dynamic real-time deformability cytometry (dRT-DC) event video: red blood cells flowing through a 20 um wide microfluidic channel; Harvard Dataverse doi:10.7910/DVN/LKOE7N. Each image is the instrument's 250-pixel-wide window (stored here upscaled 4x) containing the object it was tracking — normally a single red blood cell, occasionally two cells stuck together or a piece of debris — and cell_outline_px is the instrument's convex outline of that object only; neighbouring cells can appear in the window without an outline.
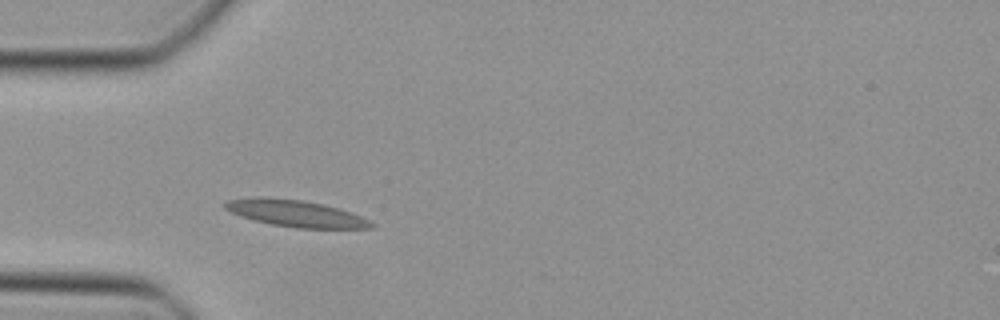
{"species": "Egyptian fruit bat (a non-hibernating species)", "species_latin": "Rousettus aegyptiacus", "temperature_condition": "cold", "stored_images_in_passage": 8, "camera_frame_rate_fps": 3000, "um_per_image_px": 0.085, "animal": {"sex": "female"}, "frame": {"image": 1, "passage_image": 1, "time_ms": 0.0, "image_size_px": [1000, 320], "cell_outline_px": [[376, 224], [372, 228], [296, 228], [272, 224], [240, 216], [224, 208], [224, 204], [228, 200], [256, 196], [268, 196], [304, 200], [324, 204], [340, 208], [360, 216]], "centroid_in_image_um": [25.13, 18.12], "position_along_channel_um": 59.9, "area_um2": 22.83}}
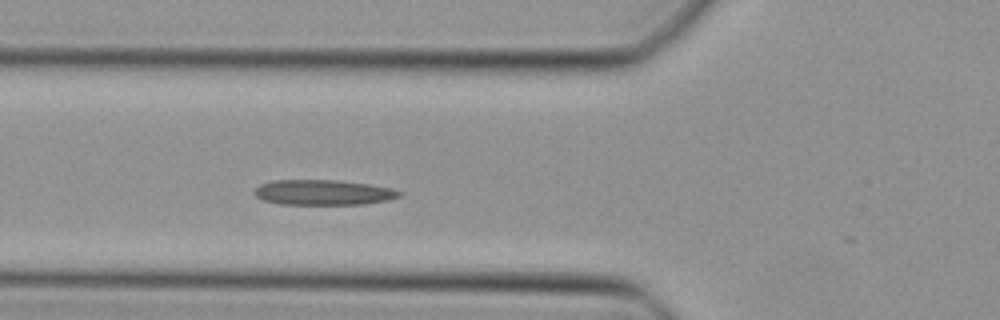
{"frame": {"image": 2, "passage_image": 4, "time_ms": 1.0, "image_size_px": [1000, 320], "cell_outline_px": [[404, 192], [400, 196], [388, 200], [364, 204], [280, 204], [264, 200], [256, 196], [252, 192], [260, 184], [272, 180], [340, 180], [368, 184], [392, 188]], "centroid_in_image_um": [27.48, 16.35], "position_along_channel_um": 98.3, "area_um2": 21.39}}
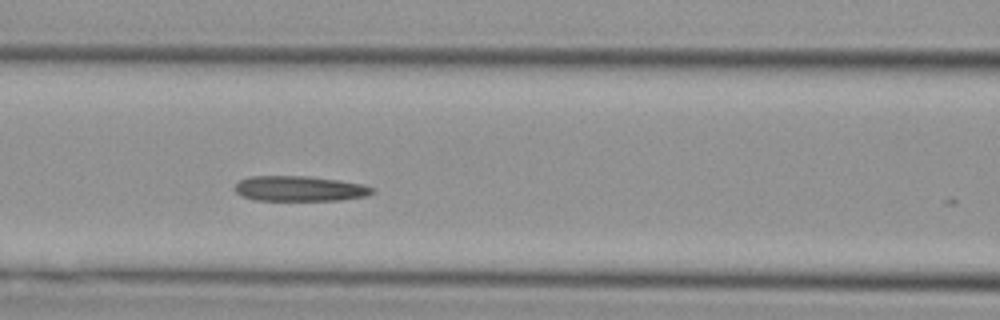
{"frame": {"image": 3, "passage_image": 7, "time_ms": 2.0, "image_size_px": [1000, 320], "cell_outline_px": [[376, 192], [368, 196], [340, 200], [256, 200], [240, 196], [236, 192], [236, 184], [240, 180], [248, 176], [308, 176], [340, 180], [364, 184], [376, 188]], "centroid_in_image_um": [25.53, 16.03], "position_along_channel_um": 141.1, "area_um2": 20.46}}